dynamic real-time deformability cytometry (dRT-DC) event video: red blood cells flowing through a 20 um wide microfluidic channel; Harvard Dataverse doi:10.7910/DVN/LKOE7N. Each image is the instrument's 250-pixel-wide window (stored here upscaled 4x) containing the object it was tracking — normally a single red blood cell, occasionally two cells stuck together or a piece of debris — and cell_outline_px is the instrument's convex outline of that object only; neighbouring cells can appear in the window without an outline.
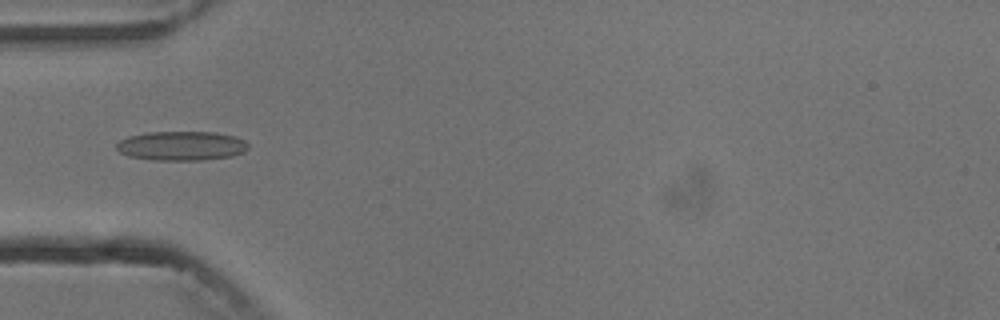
{"species": "common noctule bat (a hibernating species)", "species_latin": "Nyctalus noctula", "temperature_condition": "cold", "stored_images_in_passage": 5, "camera_frame_rate_fps": 3000, "um_per_image_px": 0.085, "animal": {"sex": "male", "body_mass_g": 13.3}, "frame": {"image": 1, "passage_image": 3, "time_ms": 2.333, "image_size_px": [1000, 320], "cell_outline_px": [[248, 148], [244, 152], [232, 156], [200, 160], [156, 160], [128, 156], [120, 152], [116, 148], [116, 144], [120, 140], [128, 136], [148, 132], [212, 132], [236, 136], [244, 140], [248, 144]], "centroid_in_image_um": [15.43, 12.39], "position_along_channel_um": 69.6, "area_um2": 22.48}}
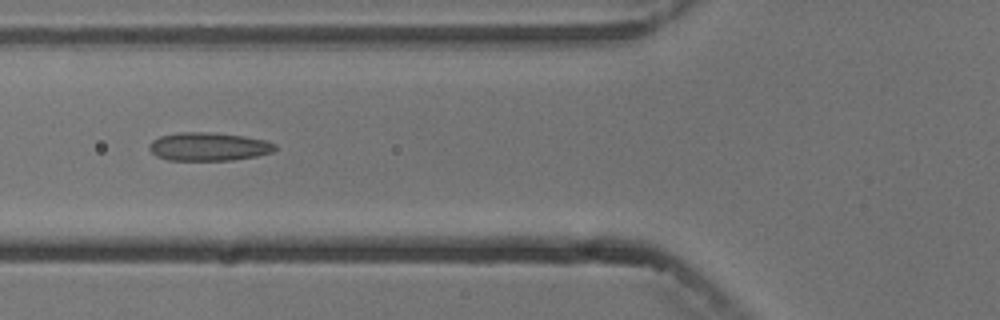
{"frame": {"image": 2, "passage_image": 4, "time_ms": 3.333, "image_size_px": [1000, 320], "cell_outline_px": [[276, 148], [272, 152], [256, 156], [232, 160], [168, 160], [156, 156], [148, 148], [152, 140], [160, 136], [176, 132], [208, 132], [244, 136], [264, 140], [276, 144]], "centroid_in_image_um": [17.71, 12.46], "position_along_channel_um": 108.1, "area_um2": 20.75}}
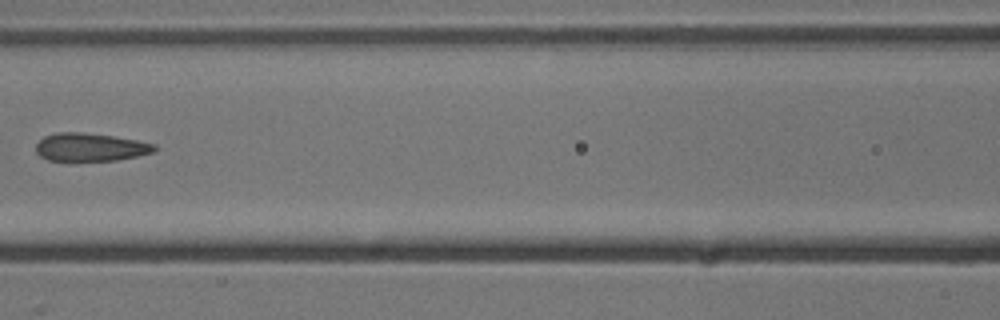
{"frame": {"image": 3, "passage_image": 5, "time_ms": 4.667, "image_size_px": [1000, 320], "cell_outline_px": [[156, 148], [152, 152], [136, 156], [116, 160], [48, 160], [40, 156], [36, 152], [36, 144], [44, 136], [56, 132], [84, 132], [112, 136], [136, 140], [156, 144]], "centroid_in_image_um": [7.65, 12.49], "position_along_channel_um": 159.0, "area_um2": 19.19}}